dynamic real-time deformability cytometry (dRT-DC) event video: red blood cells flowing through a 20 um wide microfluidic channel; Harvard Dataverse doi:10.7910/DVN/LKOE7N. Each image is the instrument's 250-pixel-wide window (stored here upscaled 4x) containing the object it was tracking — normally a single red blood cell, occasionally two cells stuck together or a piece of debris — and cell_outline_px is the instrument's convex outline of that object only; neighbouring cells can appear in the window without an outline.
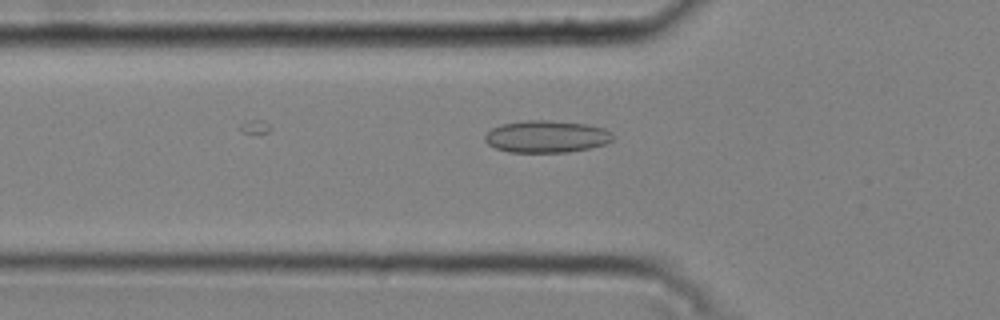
{"species": "common noctule bat (a hibernating species)", "species_latin": "Nyctalus noctula", "temperature_condition": "cold", "stored_images_in_passage": 32, "camera_frame_rate_fps": 3000, "um_per_image_px": 0.085, "animal": {"sex": "male", "body_mass_g": 20.4}, "frame": {"image": 1, "passage_image": 2, "time_ms": 0.333, "image_size_px": [1000, 320], "cell_outline_px": [[616, 136], [608, 144], [568, 152], [508, 152], [496, 148], [488, 144], [484, 140], [484, 136], [492, 128], [500, 124], [528, 120], [552, 120], [588, 124], [604, 128], [612, 132]], "centroid_in_image_um": [46.49, 11.6], "position_along_channel_um": 79.3, "area_um2": 24.22}}
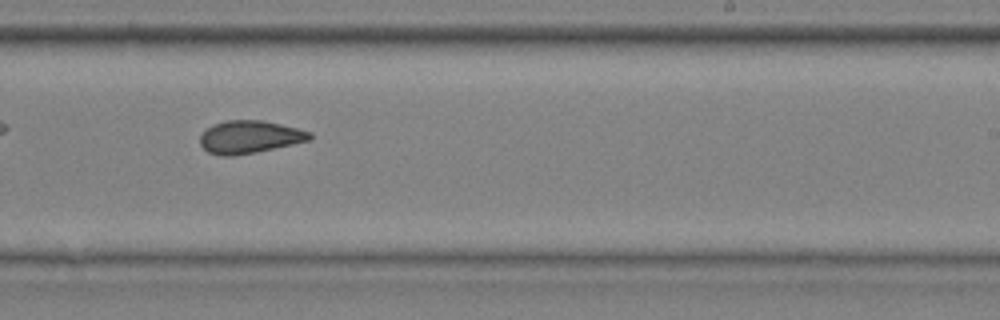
{"frame": {"image": 2, "passage_image": 17, "time_ms": 5.333, "image_size_px": [1000, 320], "cell_outline_px": [[312, 140], [256, 152], [232, 156], [220, 156], [208, 152], [200, 144], [200, 136], [212, 124], [228, 120], [264, 120], [312, 132]], "centroid_in_image_um": [21.23, 11.64], "position_along_channel_um": 267.8, "area_um2": 20.92}}
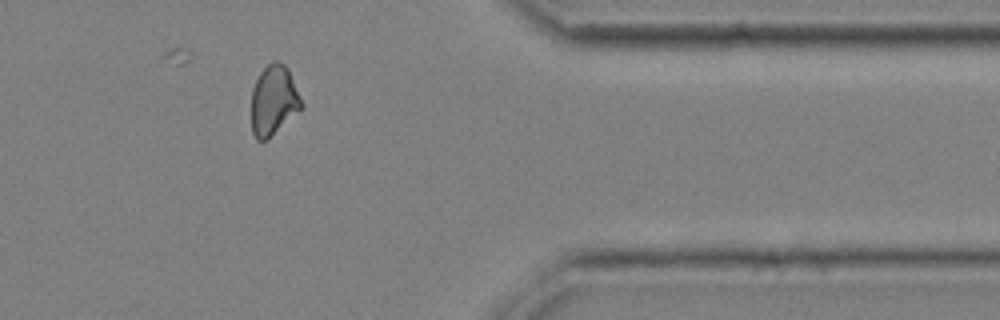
{"frame": {"image": 3, "passage_image": 28, "time_ms": 9.0, "image_size_px": [1000, 320], "cell_outline_px": [[304, 104], [268, 140], [256, 140], [252, 132], [252, 88], [260, 72], [272, 60], [280, 60], [288, 68]], "centroid_in_image_um": [23.25, 8.5], "position_along_channel_um": 388.1, "area_um2": 20.35}, "authors_computed_cell_mechanics": {"area_um2": 20.9814, "velocity_mm_per_s": 3.7639, "shape_relaxation_time_tau1_ms": null, "shape_relaxation_time_tau2_ms": 3.049, "deformation_change_tau1": null, "deformation_change_tau2": 0.0817}}